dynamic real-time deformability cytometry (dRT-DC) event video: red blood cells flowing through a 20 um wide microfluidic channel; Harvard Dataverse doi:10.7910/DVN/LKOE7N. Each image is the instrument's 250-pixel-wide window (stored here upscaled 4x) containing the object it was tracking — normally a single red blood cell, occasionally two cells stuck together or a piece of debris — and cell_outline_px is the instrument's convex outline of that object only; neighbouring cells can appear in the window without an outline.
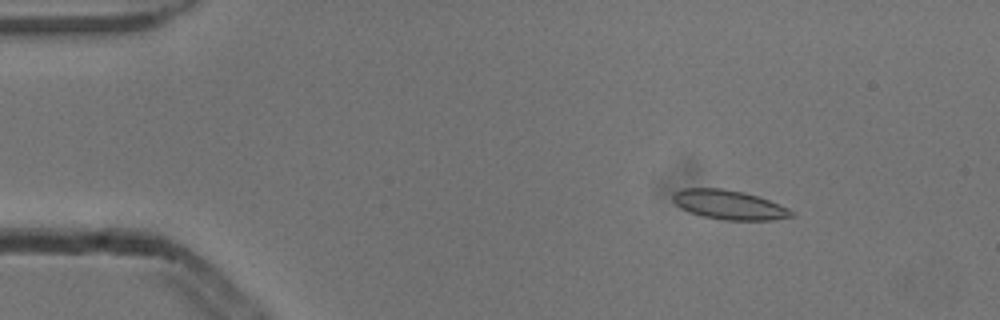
{"species": "common noctule bat (a hibernating species)", "species_latin": "Nyctalus noctula", "temperature_condition": "cold", "stored_images_in_passage": 4, "camera_frame_rate_fps": 3000, "um_per_image_px": 0.085, "animal": {"sex": "male", "body_mass_g": 13.3}, "frame": {"image": 1, "passage_image": 2, "time_ms": 0.333, "image_size_px": [1000, 320], "cell_outline_px": [[796, 212], [792, 216], [772, 220], [724, 220], [704, 216], [688, 212], [680, 208], [672, 200], [672, 196], [676, 192], [684, 188], [720, 188], [744, 192], [780, 204]], "centroid_in_image_um": [61.97, 17.41], "position_along_channel_um": 23.0, "area_um2": 20.17}}